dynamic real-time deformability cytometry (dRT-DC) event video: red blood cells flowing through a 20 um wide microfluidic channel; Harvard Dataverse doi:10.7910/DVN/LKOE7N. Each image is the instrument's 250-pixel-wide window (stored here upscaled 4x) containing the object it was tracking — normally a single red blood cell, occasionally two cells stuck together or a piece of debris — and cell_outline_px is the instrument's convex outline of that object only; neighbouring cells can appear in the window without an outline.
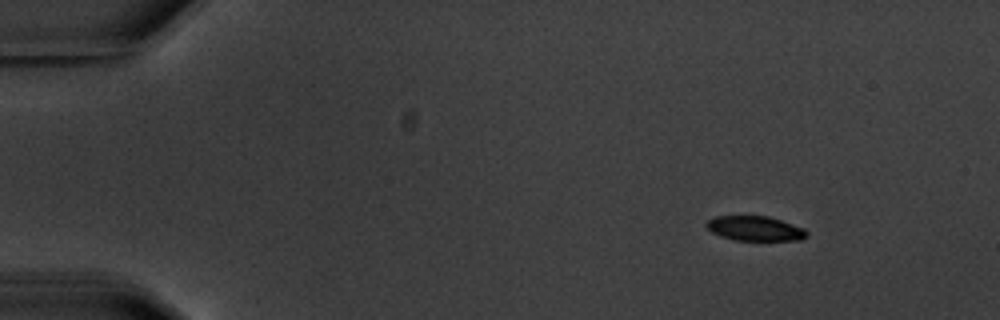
{"species": "common noctule bat (a hibernating species)", "species_latin": "Nyctalus noctula", "temperature_condition": "warm", "stored_images_in_passage": 4, "camera_frame_rate_fps": 3000, "um_per_image_px": 0.085, "animal": {"sex": "male", "body_mass_g": 20.1, "forearm_length_mm": 53.5}, "frame": {"image": 1, "passage_image": 1, "time_ms": 0.0, "image_size_px": [1000, 320], "cell_outline_px": [[808, 236], [800, 240], [736, 240], [720, 236], [712, 232], [704, 224], [708, 220], [716, 216], [768, 216], [804, 228], [808, 232]], "centroid_in_image_um": [64.18, 19.42], "position_along_channel_um": 20.8, "area_um2": 14.39}}